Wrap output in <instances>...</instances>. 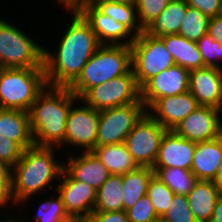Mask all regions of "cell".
I'll return each instance as SVG.
<instances>
[{"label":"cell","instance_id":"1","mask_svg":"<svg viewBox=\"0 0 222 222\" xmlns=\"http://www.w3.org/2000/svg\"><path fill=\"white\" fill-rule=\"evenodd\" d=\"M73 19L59 41L55 53L44 48L43 66L47 86L69 87L100 46L91 25L77 11L71 10Z\"/></svg>","mask_w":222,"mask_h":222},{"label":"cell","instance_id":"2","mask_svg":"<svg viewBox=\"0 0 222 222\" xmlns=\"http://www.w3.org/2000/svg\"><path fill=\"white\" fill-rule=\"evenodd\" d=\"M76 100L79 98L68 87L46 86L38 95L28 111L36 146L65 145L66 120Z\"/></svg>","mask_w":222,"mask_h":222},{"label":"cell","instance_id":"3","mask_svg":"<svg viewBox=\"0 0 222 222\" xmlns=\"http://www.w3.org/2000/svg\"><path fill=\"white\" fill-rule=\"evenodd\" d=\"M55 148L33 145L23 151L12 167V194L15 205H22L21 203H25L33 194L40 191L42 193L47 186L55 189L50 183L59 180L64 169V163H59L54 156Z\"/></svg>","mask_w":222,"mask_h":222},{"label":"cell","instance_id":"4","mask_svg":"<svg viewBox=\"0 0 222 222\" xmlns=\"http://www.w3.org/2000/svg\"><path fill=\"white\" fill-rule=\"evenodd\" d=\"M131 70V46L100 45L68 88L80 99L89 89Z\"/></svg>","mask_w":222,"mask_h":222},{"label":"cell","instance_id":"5","mask_svg":"<svg viewBox=\"0 0 222 222\" xmlns=\"http://www.w3.org/2000/svg\"><path fill=\"white\" fill-rule=\"evenodd\" d=\"M46 86L44 69L0 68V108L29 111Z\"/></svg>","mask_w":222,"mask_h":222},{"label":"cell","instance_id":"6","mask_svg":"<svg viewBox=\"0 0 222 222\" xmlns=\"http://www.w3.org/2000/svg\"><path fill=\"white\" fill-rule=\"evenodd\" d=\"M44 47L0 18V68L44 69Z\"/></svg>","mask_w":222,"mask_h":222},{"label":"cell","instance_id":"7","mask_svg":"<svg viewBox=\"0 0 222 222\" xmlns=\"http://www.w3.org/2000/svg\"><path fill=\"white\" fill-rule=\"evenodd\" d=\"M130 46L132 71L140 88L153 76L175 65L164 42L145 31Z\"/></svg>","mask_w":222,"mask_h":222},{"label":"cell","instance_id":"8","mask_svg":"<svg viewBox=\"0 0 222 222\" xmlns=\"http://www.w3.org/2000/svg\"><path fill=\"white\" fill-rule=\"evenodd\" d=\"M141 99V88L136 82L133 71L113 78L89 89L79 101L101 111L138 102Z\"/></svg>","mask_w":222,"mask_h":222},{"label":"cell","instance_id":"9","mask_svg":"<svg viewBox=\"0 0 222 222\" xmlns=\"http://www.w3.org/2000/svg\"><path fill=\"white\" fill-rule=\"evenodd\" d=\"M146 112L143 101L99 111L97 146L125 142L136 122Z\"/></svg>","mask_w":222,"mask_h":222},{"label":"cell","instance_id":"10","mask_svg":"<svg viewBox=\"0 0 222 222\" xmlns=\"http://www.w3.org/2000/svg\"><path fill=\"white\" fill-rule=\"evenodd\" d=\"M166 131L147 111L136 122L124 143L137 166L153 168Z\"/></svg>","mask_w":222,"mask_h":222},{"label":"cell","instance_id":"11","mask_svg":"<svg viewBox=\"0 0 222 222\" xmlns=\"http://www.w3.org/2000/svg\"><path fill=\"white\" fill-rule=\"evenodd\" d=\"M99 111L84 104L71 106L66 120L65 145L92 151L97 146Z\"/></svg>","mask_w":222,"mask_h":222},{"label":"cell","instance_id":"12","mask_svg":"<svg viewBox=\"0 0 222 222\" xmlns=\"http://www.w3.org/2000/svg\"><path fill=\"white\" fill-rule=\"evenodd\" d=\"M77 11L91 25L100 45L130 46L136 38L127 26L108 17L92 1L82 4Z\"/></svg>","mask_w":222,"mask_h":222},{"label":"cell","instance_id":"13","mask_svg":"<svg viewBox=\"0 0 222 222\" xmlns=\"http://www.w3.org/2000/svg\"><path fill=\"white\" fill-rule=\"evenodd\" d=\"M222 110L199 106L184 118L173 131L192 142H204L222 135Z\"/></svg>","mask_w":222,"mask_h":222},{"label":"cell","instance_id":"14","mask_svg":"<svg viewBox=\"0 0 222 222\" xmlns=\"http://www.w3.org/2000/svg\"><path fill=\"white\" fill-rule=\"evenodd\" d=\"M56 191L62 199L65 212L71 219L89 218L94 212L97 190L90 185L74 180L64 169ZM63 180V181H62Z\"/></svg>","mask_w":222,"mask_h":222},{"label":"cell","instance_id":"15","mask_svg":"<svg viewBox=\"0 0 222 222\" xmlns=\"http://www.w3.org/2000/svg\"><path fill=\"white\" fill-rule=\"evenodd\" d=\"M189 91V70L173 65L153 76L141 87V100L146 110L157 100Z\"/></svg>","mask_w":222,"mask_h":222},{"label":"cell","instance_id":"16","mask_svg":"<svg viewBox=\"0 0 222 222\" xmlns=\"http://www.w3.org/2000/svg\"><path fill=\"white\" fill-rule=\"evenodd\" d=\"M198 107L196 98L187 91L157 99L146 111L165 129L173 130Z\"/></svg>","mask_w":222,"mask_h":222},{"label":"cell","instance_id":"17","mask_svg":"<svg viewBox=\"0 0 222 222\" xmlns=\"http://www.w3.org/2000/svg\"><path fill=\"white\" fill-rule=\"evenodd\" d=\"M189 91L199 106L222 110V69L202 67L190 70Z\"/></svg>","mask_w":222,"mask_h":222},{"label":"cell","instance_id":"18","mask_svg":"<svg viewBox=\"0 0 222 222\" xmlns=\"http://www.w3.org/2000/svg\"><path fill=\"white\" fill-rule=\"evenodd\" d=\"M196 143L167 130L161 140L153 168H183L191 170Z\"/></svg>","mask_w":222,"mask_h":222},{"label":"cell","instance_id":"19","mask_svg":"<svg viewBox=\"0 0 222 222\" xmlns=\"http://www.w3.org/2000/svg\"><path fill=\"white\" fill-rule=\"evenodd\" d=\"M66 158L64 170L74 179L82 181L98 190L111 175L103 163L92 151L83 152L78 156Z\"/></svg>","mask_w":222,"mask_h":222},{"label":"cell","instance_id":"20","mask_svg":"<svg viewBox=\"0 0 222 222\" xmlns=\"http://www.w3.org/2000/svg\"><path fill=\"white\" fill-rule=\"evenodd\" d=\"M222 162V135L196 143L191 171L198 180L214 181Z\"/></svg>","mask_w":222,"mask_h":222},{"label":"cell","instance_id":"21","mask_svg":"<svg viewBox=\"0 0 222 222\" xmlns=\"http://www.w3.org/2000/svg\"><path fill=\"white\" fill-rule=\"evenodd\" d=\"M0 133L24 150L35 145L28 111L0 108Z\"/></svg>","mask_w":222,"mask_h":222},{"label":"cell","instance_id":"22","mask_svg":"<svg viewBox=\"0 0 222 222\" xmlns=\"http://www.w3.org/2000/svg\"><path fill=\"white\" fill-rule=\"evenodd\" d=\"M220 188L214 181L197 180L187 199L197 222H210Z\"/></svg>","mask_w":222,"mask_h":222},{"label":"cell","instance_id":"23","mask_svg":"<svg viewBox=\"0 0 222 222\" xmlns=\"http://www.w3.org/2000/svg\"><path fill=\"white\" fill-rule=\"evenodd\" d=\"M159 38L164 42L165 48L172 55L176 65L189 71L204 67L196 42L190 41L180 34H170Z\"/></svg>","mask_w":222,"mask_h":222},{"label":"cell","instance_id":"24","mask_svg":"<svg viewBox=\"0 0 222 222\" xmlns=\"http://www.w3.org/2000/svg\"><path fill=\"white\" fill-rule=\"evenodd\" d=\"M92 152L108 169L111 175H124L138 167L124 142L96 146Z\"/></svg>","mask_w":222,"mask_h":222},{"label":"cell","instance_id":"25","mask_svg":"<svg viewBox=\"0 0 222 222\" xmlns=\"http://www.w3.org/2000/svg\"><path fill=\"white\" fill-rule=\"evenodd\" d=\"M187 7L185 0H171L164 11L144 31L156 37L179 34Z\"/></svg>","mask_w":222,"mask_h":222},{"label":"cell","instance_id":"26","mask_svg":"<svg viewBox=\"0 0 222 222\" xmlns=\"http://www.w3.org/2000/svg\"><path fill=\"white\" fill-rule=\"evenodd\" d=\"M154 171L151 167H137L122 175L123 210L126 211L142 197L146 196L148 183Z\"/></svg>","mask_w":222,"mask_h":222},{"label":"cell","instance_id":"27","mask_svg":"<svg viewBox=\"0 0 222 222\" xmlns=\"http://www.w3.org/2000/svg\"><path fill=\"white\" fill-rule=\"evenodd\" d=\"M123 210L122 175H110L97 190L94 212Z\"/></svg>","mask_w":222,"mask_h":222},{"label":"cell","instance_id":"28","mask_svg":"<svg viewBox=\"0 0 222 222\" xmlns=\"http://www.w3.org/2000/svg\"><path fill=\"white\" fill-rule=\"evenodd\" d=\"M92 2L108 17L127 26L133 31L134 35L138 36L144 32L138 20L136 6L115 3L108 0H92Z\"/></svg>","mask_w":222,"mask_h":222},{"label":"cell","instance_id":"29","mask_svg":"<svg viewBox=\"0 0 222 222\" xmlns=\"http://www.w3.org/2000/svg\"><path fill=\"white\" fill-rule=\"evenodd\" d=\"M159 178L174 194L188 195L197 182L191 170L183 168H152Z\"/></svg>","mask_w":222,"mask_h":222},{"label":"cell","instance_id":"30","mask_svg":"<svg viewBox=\"0 0 222 222\" xmlns=\"http://www.w3.org/2000/svg\"><path fill=\"white\" fill-rule=\"evenodd\" d=\"M210 18L196 8L187 7L179 34L184 38L197 42L208 32Z\"/></svg>","mask_w":222,"mask_h":222},{"label":"cell","instance_id":"31","mask_svg":"<svg viewBox=\"0 0 222 222\" xmlns=\"http://www.w3.org/2000/svg\"><path fill=\"white\" fill-rule=\"evenodd\" d=\"M146 196L150 198L155 212L161 219L169 210L174 193L155 175H153L148 183Z\"/></svg>","mask_w":222,"mask_h":222},{"label":"cell","instance_id":"32","mask_svg":"<svg viewBox=\"0 0 222 222\" xmlns=\"http://www.w3.org/2000/svg\"><path fill=\"white\" fill-rule=\"evenodd\" d=\"M34 215L36 222H71V218L65 212L62 199L59 195L43 201L37 213Z\"/></svg>","mask_w":222,"mask_h":222},{"label":"cell","instance_id":"33","mask_svg":"<svg viewBox=\"0 0 222 222\" xmlns=\"http://www.w3.org/2000/svg\"><path fill=\"white\" fill-rule=\"evenodd\" d=\"M171 0H137L138 20L145 30L168 6Z\"/></svg>","mask_w":222,"mask_h":222},{"label":"cell","instance_id":"34","mask_svg":"<svg viewBox=\"0 0 222 222\" xmlns=\"http://www.w3.org/2000/svg\"><path fill=\"white\" fill-rule=\"evenodd\" d=\"M196 44L201 53L204 67L222 69V66L218 63V61L222 62V44L214 41L208 34L198 40Z\"/></svg>","mask_w":222,"mask_h":222},{"label":"cell","instance_id":"35","mask_svg":"<svg viewBox=\"0 0 222 222\" xmlns=\"http://www.w3.org/2000/svg\"><path fill=\"white\" fill-rule=\"evenodd\" d=\"M164 222H197L190 210L186 195L174 194L172 204L161 218Z\"/></svg>","mask_w":222,"mask_h":222},{"label":"cell","instance_id":"36","mask_svg":"<svg viewBox=\"0 0 222 222\" xmlns=\"http://www.w3.org/2000/svg\"><path fill=\"white\" fill-rule=\"evenodd\" d=\"M129 222H156L159 220L148 196L140 198L133 207L126 210Z\"/></svg>","mask_w":222,"mask_h":222},{"label":"cell","instance_id":"37","mask_svg":"<svg viewBox=\"0 0 222 222\" xmlns=\"http://www.w3.org/2000/svg\"><path fill=\"white\" fill-rule=\"evenodd\" d=\"M12 167L0 161V207L6 208L10 202L14 204L12 194Z\"/></svg>","mask_w":222,"mask_h":222},{"label":"cell","instance_id":"38","mask_svg":"<svg viewBox=\"0 0 222 222\" xmlns=\"http://www.w3.org/2000/svg\"><path fill=\"white\" fill-rule=\"evenodd\" d=\"M24 149L0 133V161L13 167L23 154Z\"/></svg>","mask_w":222,"mask_h":222},{"label":"cell","instance_id":"39","mask_svg":"<svg viewBox=\"0 0 222 222\" xmlns=\"http://www.w3.org/2000/svg\"><path fill=\"white\" fill-rule=\"evenodd\" d=\"M189 7L196 8L209 18L222 15V0H185Z\"/></svg>","mask_w":222,"mask_h":222},{"label":"cell","instance_id":"40","mask_svg":"<svg viewBox=\"0 0 222 222\" xmlns=\"http://www.w3.org/2000/svg\"><path fill=\"white\" fill-rule=\"evenodd\" d=\"M93 222H129L126 211L93 212L89 217Z\"/></svg>","mask_w":222,"mask_h":222},{"label":"cell","instance_id":"41","mask_svg":"<svg viewBox=\"0 0 222 222\" xmlns=\"http://www.w3.org/2000/svg\"><path fill=\"white\" fill-rule=\"evenodd\" d=\"M207 34L214 40L222 44V15L210 18Z\"/></svg>","mask_w":222,"mask_h":222},{"label":"cell","instance_id":"42","mask_svg":"<svg viewBox=\"0 0 222 222\" xmlns=\"http://www.w3.org/2000/svg\"><path fill=\"white\" fill-rule=\"evenodd\" d=\"M210 222H222V189L220 190Z\"/></svg>","mask_w":222,"mask_h":222},{"label":"cell","instance_id":"43","mask_svg":"<svg viewBox=\"0 0 222 222\" xmlns=\"http://www.w3.org/2000/svg\"><path fill=\"white\" fill-rule=\"evenodd\" d=\"M58 3L63 4L67 10H77L82 4L91 2L92 0H57Z\"/></svg>","mask_w":222,"mask_h":222},{"label":"cell","instance_id":"44","mask_svg":"<svg viewBox=\"0 0 222 222\" xmlns=\"http://www.w3.org/2000/svg\"><path fill=\"white\" fill-rule=\"evenodd\" d=\"M214 183L222 189V162L220 163V166L218 167L217 173L214 178Z\"/></svg>","mask_w":222,"mask_h":222},{"label":"cell","instance_id":"45","mask_svg":"<svg viewBox=\"0 0 222 222\" xmlns=\"http://www.w3.org/2000/svg\"><path fill=\"white\" fill-rule=\"evenodd\" d=\"M115 3L136 6L137 0H108Z\"/></svg>","mask_w":222,"mask_h":222},{"label":"cell","instance_id":"46","mask_svg":"<svg viewBox=\"0 0 222 222\" xmlns=\"http://www.w3.org/2000/svg\"><path fill=\"white\" fill-rule=\"evenodd\" d=\"M71 222H93L90 218H75Z\"/></svg>","mask_w":222,"mask_h":222},{"label":"cell","instance_id":"47","mask_svg":"<svg viewBox=\"0 0 222 222\" xmlns=\"http://www.w3.org/2000/svg\"><path fill=\"white\" fill-rule=\"evenodd\" d=\"M25 219H23V218H21V220H16L15 219V217H14V219H13V217L11 218H9V219H6V220H0V222H27V221H24Z\"/></svg>","mask_w":222,"mask_h":222},{"label":"cell","instance_id":"48","mask_svg":"<svg viewBox=\"0 0 222 222\" xmlns=\"http://www.w3.org/2000/svg\"><path fill=\"white\" fill-rule=\"evenodd\" d=\"M156 222H164L163 220H161V219H159V220H157Z\"/></svg>","mask_w":222,"mask_h":222}]
</instances>
